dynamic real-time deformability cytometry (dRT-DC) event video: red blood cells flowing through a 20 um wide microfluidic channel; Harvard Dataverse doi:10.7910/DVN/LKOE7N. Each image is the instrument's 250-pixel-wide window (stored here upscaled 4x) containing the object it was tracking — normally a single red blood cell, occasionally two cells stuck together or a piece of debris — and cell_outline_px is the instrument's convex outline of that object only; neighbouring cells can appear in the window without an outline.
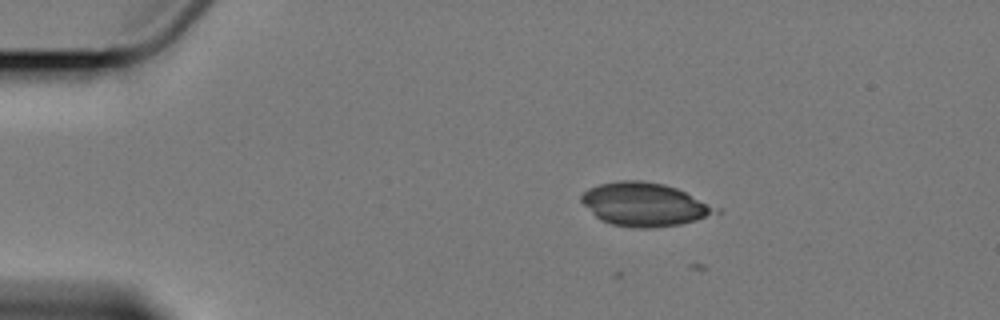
{"species": "Egyptian fruit bat (a non-hibernating species)", "species_latin": "Rousettus aegyptiacus", "temperature_condition": "cold", "stored_images_in_passage": 3, "camera_frame_rate_fps": 3000, "um_per_image_px": 0.085, "animal": {"sex": "female"}, "frame": {"image": 1, "passage_image": 1, "time_ms": 0.0, "image_size_px": [1000, 320], "cell_outline_px": [[724, 208], [720, 212], [696, 220], [680, 224], [652, 228], [632, 228], [612, 224], [600, 220], [580, 200], [580, 196], [588, 188], [600, 184], [620, 180], [644, 180], [664, 184], [676, 188]], "centroid_in_image_um": [54.83, 17.37], "position_along_channel_um": 30.2, "area_um2": 34.28}}